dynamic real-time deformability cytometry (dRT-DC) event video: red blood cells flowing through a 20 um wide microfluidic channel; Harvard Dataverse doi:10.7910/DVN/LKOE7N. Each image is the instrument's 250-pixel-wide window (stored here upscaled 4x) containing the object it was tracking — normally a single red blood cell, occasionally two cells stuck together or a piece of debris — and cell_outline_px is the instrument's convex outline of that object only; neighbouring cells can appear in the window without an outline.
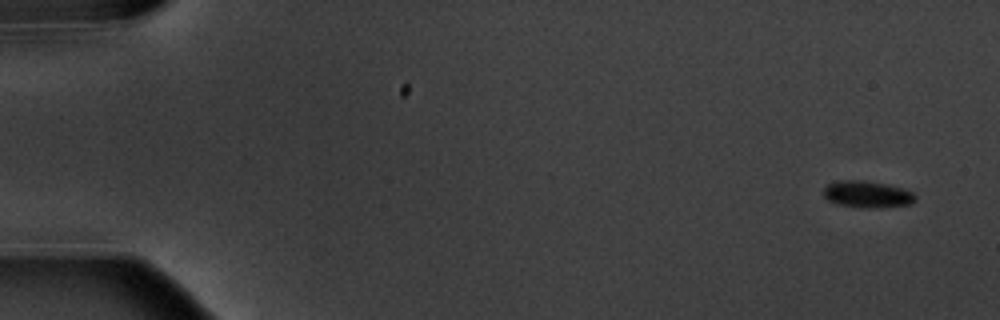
{"species": "common noctule bat (a hibernating species)", "species_latin": "Nyctalus noctula", "temperature_condition": "warm", "stored_images_in_passage": 7, "camera_frame_rate_fps": 3000, "um_per_image_px": 0.085, "animal": {"sex": "male", "body_mass_g": 20.1, "forearm_length_mm": 53.5}, "frame": {"image": 1, "passage_image": 1, "time_ms": 0.0, "image_size_px": [1000, 320], "cell_outline_px": [[916, 200], [908, 204], [880, 208], [864, 208], [836, 204], [828, 200], [824, 196], [824, 184], [840, 180], [864, 180], [888, 184], [904, 188], [912, 192], [916, 196]], "centroid_in_image_um": [73.7, 16.5], "position_along_channel_um": 11.3, "area_um2": 14.57}}